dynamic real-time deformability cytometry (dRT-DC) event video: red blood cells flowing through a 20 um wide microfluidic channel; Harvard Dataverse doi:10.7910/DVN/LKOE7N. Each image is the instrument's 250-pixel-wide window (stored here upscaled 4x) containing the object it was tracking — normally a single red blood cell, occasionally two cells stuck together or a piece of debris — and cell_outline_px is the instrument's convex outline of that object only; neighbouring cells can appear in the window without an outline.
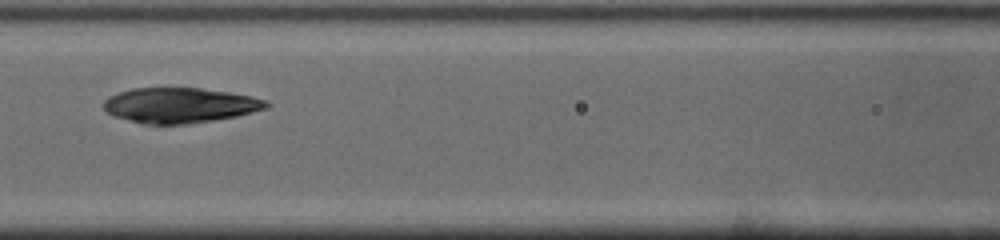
{"species": "common noctule bat (a hibernating species)", "species_latin": "Nyctalus noctula", "temperature_condition": "cold", "stored_images_in_passage": 17, "camera_frame_rate_fps": 3000, "um_per_image_px": 0.085, "animal": {"sex": "male", "body_mass_g": 19.0, "forearm_length_mm": 50.8}, "frame": {"image": 1, "passage_image": 8, "time_ms": 2.333, "image_size_px": [1000, 240], "cell_outline_px": [[272, 104], [268, 108], [236, 116], [212, 120], [184, 124], [144, 124], [112, 116], [104, 108], [104, 100], [108, 96], [132, 88], [200, 88], [228, 92], [252, 96], [268, 100]], "centroid_in_image_um": [15.3, 8.94], "position_along_channel_um": 151.3, "area_um2": 33.35}}